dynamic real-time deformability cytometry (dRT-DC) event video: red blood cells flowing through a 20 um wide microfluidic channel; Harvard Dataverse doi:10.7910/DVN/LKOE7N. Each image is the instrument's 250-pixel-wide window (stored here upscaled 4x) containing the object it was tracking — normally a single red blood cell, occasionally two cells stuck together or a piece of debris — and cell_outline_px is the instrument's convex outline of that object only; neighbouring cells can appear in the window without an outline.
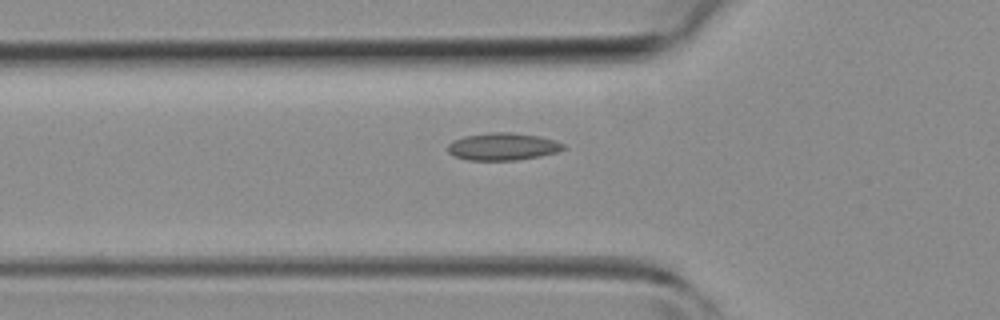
{"species": "common noctule bat (a hibernating species)", "species_latin": "Nyctalus noctula", "temperature_condition": "room temperature", "stored_images_in_passage": 38, "camera_frame_rate_fps": 3000, "um_per_image_px": 0.085, "animal": {"sex": "female", "body_mass_g": 19.3, "forearm_length_mm": 54.1}, "frame": {"image": 1, "passage_image": 9, "time_ms": 2.667, "image_size_px": [1000, 320], "cell_outline_px": [[564, 148], [556, 152], [540, 156], [516, 160], [468, 160], [456, 156], [448, 152], [448, 144], [452, 140], [464, 136], [492, 132], [508, 132], [540, 136], [564, 144]], "centroid_in_image_um": [42.7, 12.45], "position_along_channel_um": 83.1, "area_um2": 18.26}}
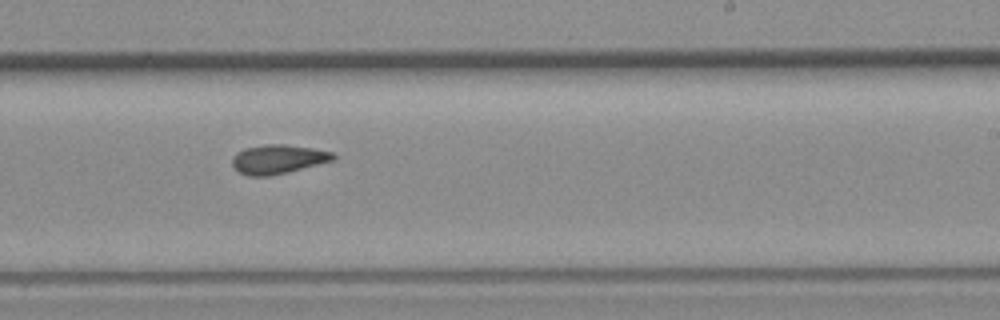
{"frame": {"image": 2, "passage_image": 21, "time_ms": 6.667, "image_size_px": [1000, 320], "cell_outline_px": [[336, 156], [332, 160], [288, 172], [268, 176], [248, 176], [240, 172], [232, 164], [232, 160], [236, 152], [244, 148], [264, 144], [284, 144], [312, 148], [332, 152]], "centroid_in_image_um": [23.6, 13.52], "position_along_channel_um": 265.4, "area_um2": 16.94}}
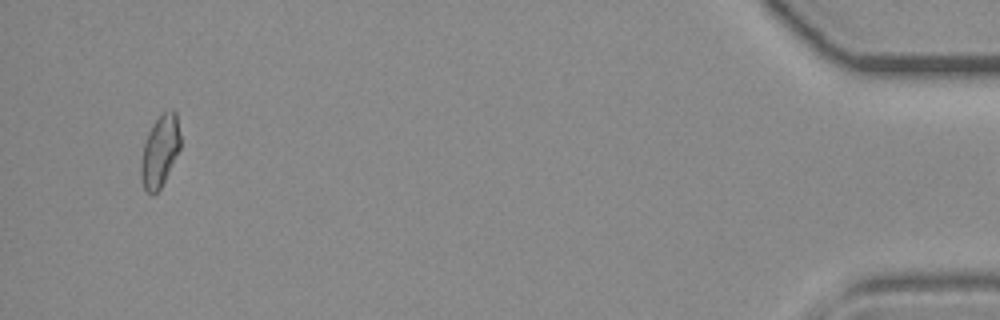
{"frame": {"image": 3, "passage_image": 37, "time_ms": 12.0, "image_size_px": [1000, 320], "cell_outline_px": [[180, 148], [160, 188], [152, 196], [144, 192], [140, 176], [140, 164], [144, 144], [148, 132], [152, 124], [164, 112], [172, 108], [176, 112], [180, 136]], "centroid_in_image_um": [13.57, 12.87], "position_along_channel_um": 421.6, "area_um2": 16.42}}